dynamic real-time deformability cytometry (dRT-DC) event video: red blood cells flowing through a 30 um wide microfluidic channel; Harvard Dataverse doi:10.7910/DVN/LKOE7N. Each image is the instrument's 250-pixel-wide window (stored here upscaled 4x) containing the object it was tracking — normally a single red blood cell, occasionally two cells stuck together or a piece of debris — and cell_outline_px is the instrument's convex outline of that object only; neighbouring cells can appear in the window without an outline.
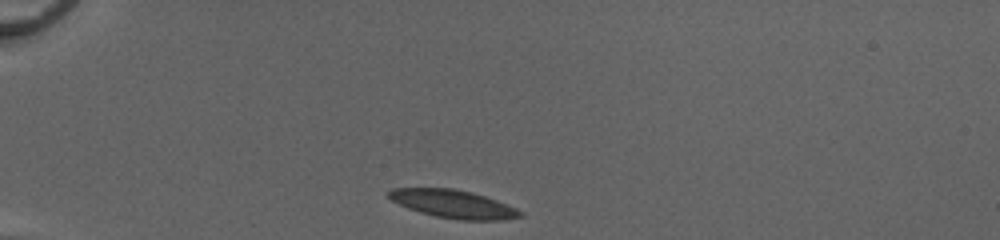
{"species": "common noctule bat (a hibernating species)", "species_latin": "Nyctalus noctula", "temperature_condition": "cold", "stored_images_in_passage": 33, "camera_frame_rate_fps": 3000, "um_per_image_px": 0.085, "animal": {"sex": "female", "body_mass_g": 20.0, "forearm_length_mm": 54.0}, "frame": {"image": 1, "passage_image": 1, "time_ms": 0.0, "image_size_px": [1000, 240], "cell_outline_px": [[520, 216], [500, 220], [460, 220], [436, 216], [420, 212], [408, 208], [392, 200], [388, 196], [388, 192], [392, 188], [452, 188], [472, 192], [496, 200], [516, 208], [520, 212]], "centroid_in_image_um": [38.49, 17.33], "position_along_channel_um": 46.5, "area_um2": 21.15}}
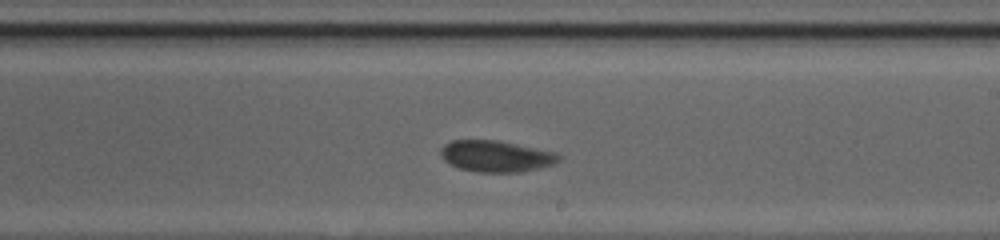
{"frame": {"image": 2, "passage_image": 19, "time_ms": 6.0, "image_size_px": [1000, 240], "cell_outline_px": [[560, 160], [552, 164], [520, 172], [476, 172], [460, 168], [444, 160], [440, 156], [440, 148], [444, 144], [452, 140], [496, 140], [556, 152], [560, 156]], "centroid_in_image_um": [42.12, 13.27], "position_along_channel_um": 246.9, "area_um2": 21.39}}
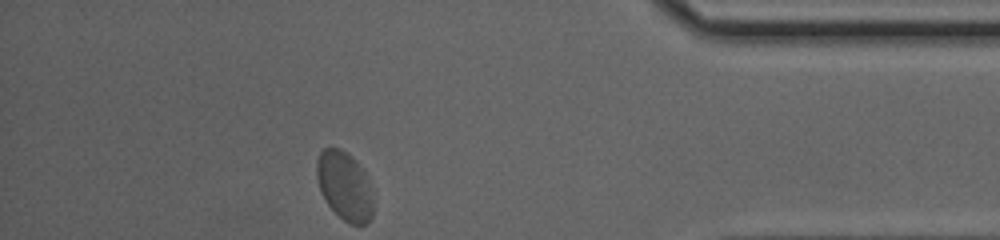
{"frame": {"image": 3, "passage_image": 33, "time_ms": 10.667, "image_size_px": [1000, 240], "cell_outline_px": [[372, 216], [368, 224], [348, 224], [328, 204], [320, 188], [316, 176], [316, 160], [320, 152], [324, 148], [340, 148], [364, 172], [372, 200]], "centroid_in_image_um": [29.25, 15.83], "position_along_channel_um": 405.9, "area_um2": 21.79}, "authors_computed_cell_mechanics": {"area_um2": 21.4438, "velocity_mm_per_s": 4.0374, "shape_relaxation_time_tau1_ms": 2.8419, "shape_relaxation_time_tau2_ms": null, "deformation_change_tau1": 0.0858, "deformation_change_tau2": null}}